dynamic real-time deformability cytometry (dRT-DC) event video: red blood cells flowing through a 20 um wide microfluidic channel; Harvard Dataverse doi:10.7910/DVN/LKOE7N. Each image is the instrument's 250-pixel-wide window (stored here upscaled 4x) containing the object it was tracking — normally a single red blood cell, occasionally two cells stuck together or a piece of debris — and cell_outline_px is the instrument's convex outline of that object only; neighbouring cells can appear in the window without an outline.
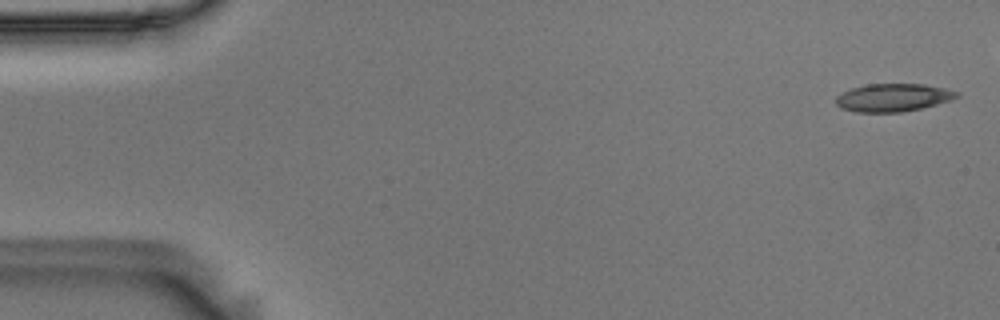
{"species": "Egyptian fruit bat (a non-hibernating species)", "species_latin": "Rousettus aegyptiacus", "temperature_condition": "room temperature", "stored_images_in_passage": 50, "camera_frame_rate_fps": 3000, "um_per_image_px": 0.085, "animal": {"sex": "male"}, "frame": {"image": 1, "passage_image": 2, "time_ms": 0.333, "image_size_px": [1000, 320], "cell_outline_px": [[960, 96], [936, 104], [920, 108], [900, 112], [856, 112], [840, 108], [836, 104], [836, 96], [852, 88], [868, 84], [924, 84], [944, 88], [960, 92]], "centroid_in_image_um": [75.9, 8.29], "position_along_channel_um": 9.1, "area_um2": 19.48}}
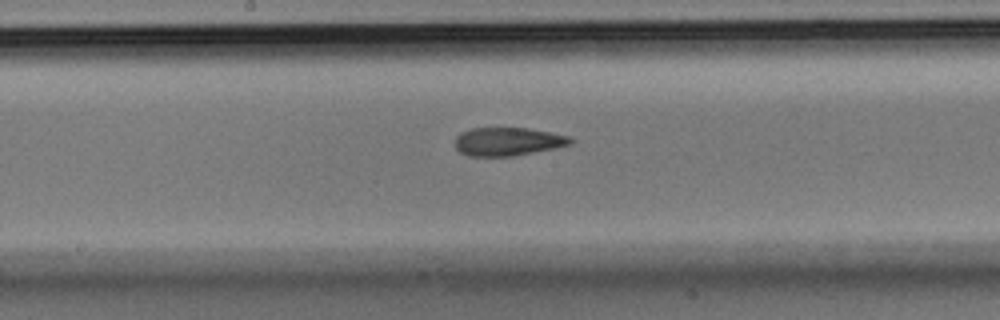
{"frame": {"image": 2, "passage_image": 29, "time_ms": 9.333, "image_size_px": [1000, 320], "cell_outline_px": [[572, 144], [556, 148], [512, 156], [468, 156], [460, 152], [456, 148], [456, 136], [460, 132], [472, 128], [524, 128], [548, 132], [568, 136], [572, 140]], "centroid_in_image_um": [43.13, 12.04], "position_along_channel_um": 205.1, "area_um2": 18.9}}
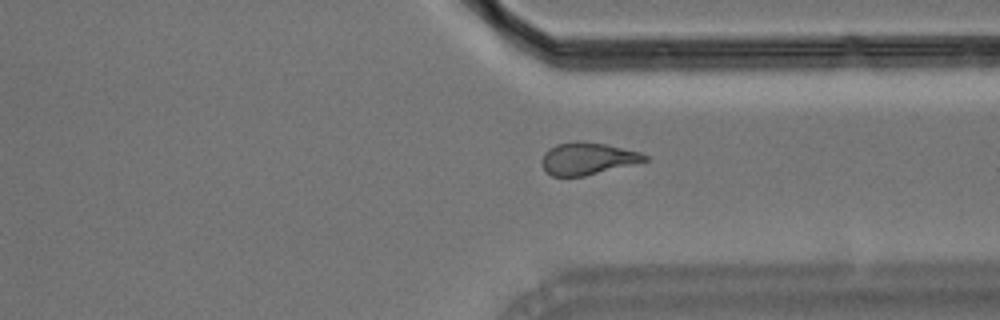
{"frame": {"image": 3, "passage_image": 42, "time_ms": 13.667, "image_size_px": [1000, 320], "cell_outline_px": [[648, 160], [584, 176], [552, 176], [544, 172], [540, 164], [540, 160], [544, 152], [548, 148], [556, 144], [576, 140], [604, 144], [640, 152], [648, 156]], "centroid_in_image_um": [49.85, 13.48], "position_along_channel_um": 361.6, "area_um2": 19.36}, "authors_computed_cell_mechanics": {"area_um2": 19.8254, "velocity_mm_per_s": 3.6151, "shape_relaxation_time_tau1_ms": null, "shape_relaxation_time_tau2_ms": 3.5091, "deformation_change_tau1": null, "deformation_change_tau2": 0.1138}}